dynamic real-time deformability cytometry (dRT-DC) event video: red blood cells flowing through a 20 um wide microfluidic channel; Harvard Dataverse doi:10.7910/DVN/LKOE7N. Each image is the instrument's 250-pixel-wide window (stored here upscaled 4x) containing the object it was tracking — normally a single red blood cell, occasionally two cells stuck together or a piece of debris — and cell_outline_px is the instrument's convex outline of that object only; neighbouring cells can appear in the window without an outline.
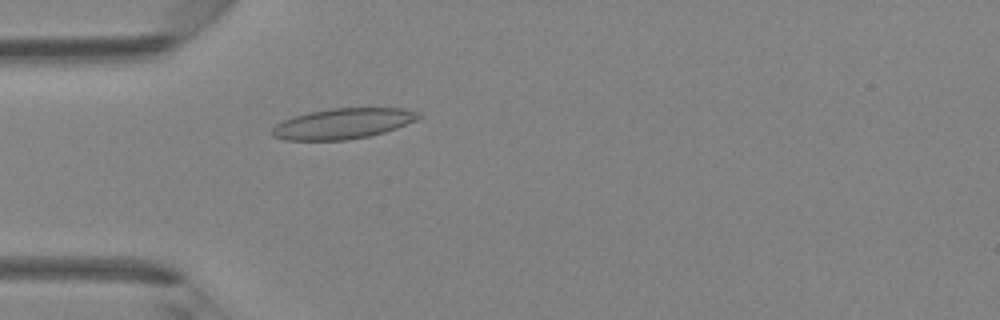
{"species": "Egyptian fruit bat (a non-hibernating species)", "species_latin": "Rousettus aegyptiacus", "temperature_condition": "room temperature", "stored_images_in_passage": 40, "camera_frame_rate_fps": 3000, "um_per_image_px": 0.085, "animal": {"sex": "female"}, "frame": {"image": 1, "passage_image": 12, "time_ms": 3.667, "image_size_px": [1000, 320], "cell_outline_px": [[424, 116], [416, 120], [396, 128], [384, 132], [368, 136], [348, 140], [284, 140], [272, 136], [272, 128], [276, 124], [284, 120], [308, 112], [332, 108], [404, 108], [416, 112]], "centroid_in_image_um": [29.15, 10.51], "position_along_channel_um": 55.9, "area_um2": 25.95}}
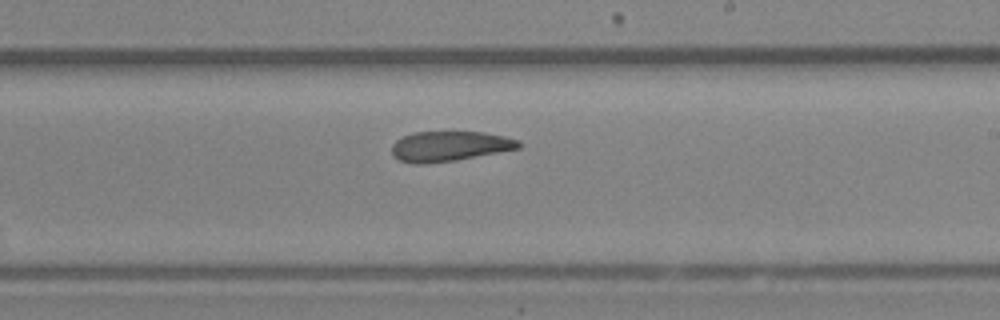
{"frame": {"image": 2, "passage_image": 24, "time_ms": 7.667, "image_size_px": [1000, 320], "cell_outline_px": [[520, 148], [456, 160], [424, 164], [412, 164], [400, 160], [392, 156], [392, 144], [396, 140], [404, 136], [416, 132], [484, 132], [504, 136], [520, 140]], "centroid_in_image_um": [38.19, 12.43], "position_along_channel_um": 250.8, "area_um2": 22.2}}
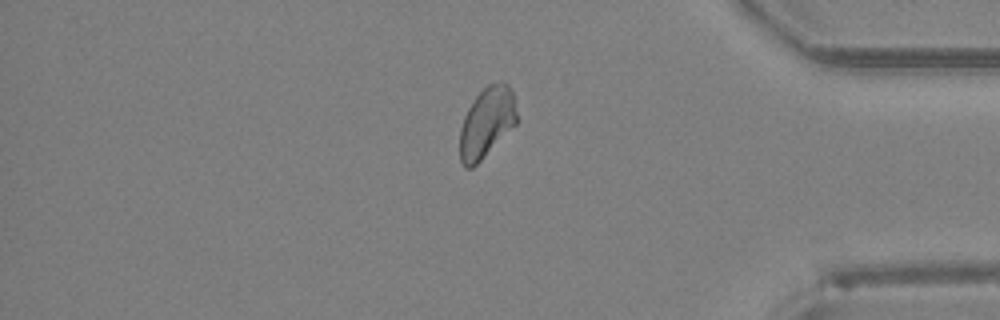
{"frame": {"image": 3, "passage_image": 34, "time_ms": 11.0, "image_size_px": [1000, 320], "cell_outline_px": [[516, 124], [472, 168], [464, 168], [460, 160], [460, 128], [464, 116], [468, 108], [476, 96], [488, 84], [500, 80], [508, 84], [512, 92], [516, 112]], "centroid_in_image_um": [41.35, 10.39], "position_along_channel_um": 393.9, "area_um2": 23.06}}